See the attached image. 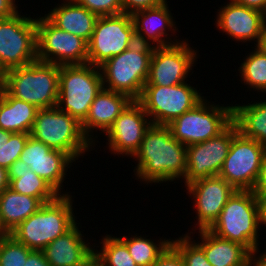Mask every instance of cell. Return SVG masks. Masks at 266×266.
<instances>
[{"mask_svg": "<svg viewBox=\"0 0 266 266\" xmlns=\"http://www.w3.org/2000/svg\"><path fill=\"white\" fill-rule=\"evenodd\" d=\"M232 121L242 135L266 147V100L232 106Z\"/></svg>", "mask_w": 266, "mask_h": 266, "instance_id": "83f0119b", "label": "cell"}, {"mask_svg": "<svg viewBox=\"0 0 266 266\" xmlns=\"http://www.w3.org/2000/svg\"><path fill=\"white\" fill-rule=\"evenodd\" d=\"M221 6L216 19V26L223 33L240 42L255 41L257 45L265 26L263 12L245 7L229 0Z\"/></svg>", "mask_w": 266, "mask_h": 266, "instance_id": "d6986e66", "label": "cell"}, {"mask_svg": "<svg viewBox=\"0 0 266 266\" xmlns=\"http://www.w3.org/2000/svg\"><path fill=\"white\" fill-rule=\"evenodd\" d=\"M42 205L43 203L38 198L17 193L8 187L0 194L1 223L10 234Z\"/></svg>", "mask_w": 266, "mask_h": 266, "instance_id": "484cf974", "label": "cell"}, {"mask_svg": "<svg viewBox=\"0 0 266 266\" xmlns=\"http://www.w3.org/2000/svg\"><path fill=\"white\" fill-rule=\"evenodd\" d=\"M187 82L172 86L144 85L138 102L152 124L167 126L193 109L204 96Z\"/></svg>", "mask_w": 266, "mask_h": 266, "instance_id": "9c48e42d", "label": "cell"}, {"mask_svg": "<svg viewBox=\"0 0 266 266\" xmlns=\"http://www.w3.org/2000/svg\"><path fill=\"white\" fill-rule=\"evenodd\" d=\"M131 18L137 42L153 44V47H166L182 42L176 39L172 41L167 34L169 31H177L167 0L158 6L134 12Z\"/></svg>", "mask_w": 266, "mask_h": 266, "instance_id": "ffe728a7", "label": "cell"}, {"mask_svg": "<svg viewBox=\"0 0 266 266\" xmlns=\"http://www.w3.org/2000/svg\"><path fill=\"white\" fill-rule=\"evenodd\" d=\"M203 99L167 126L172 136L186 147L217 136L232 122V106L209 104Z\"/></svg>", "mask_w": 266, "mask_h": 266, "instance_id": "ba28073f", "label": "cell"}, {"mask_svg": "<svg viewBox=\"0 0 266 266\" xmlns=\"http://www.w3.org/2000/svg\"><path fill=\"white\" fill-rule=\"evenodd\" d=\"M36 18L14 16L0 19V66L4 71L37 60Z\"/></svg>", "mask_w": 266, "mask_h": 266, "instance_id": "30bf717a", "label": "cell"}, {"mask_svg": "<svg viewBox=\"0 0 266 266\" xmlns=\"http://www.w3.org/2000/svg\"><path fill=\"white\" fill-rule=\"evenodd\" d=\"M12 133L0 128V148L7 143Z\"/></svg>", "mask_w": 266, "mask_h": 266, "instance_id": "f6af8a7d", "label": "cell"}, {"mask_svg": "<svg viewBox=\"0 0 266 266\" xmlns=\"http://www.w3.org/2000/svg\"><path fill=\"white\" fill-rule=\"evenodd\" d=\"M255 47L258 48L264 54H266V26H264V28L262 30V34H261L259 41Z\"/></svg>", "mask_w": 266, "mask_h": 266, "instance_id": "ee69618b", "label": "cell"}, {"mask_svg": "<svg viewBox=\"0 0 266 266\" xmlns=\"http://www.w3.org/2000/svg\"><path fill=\"white\" fill-rule=\"evenodd\" d=\"M261 224L260 199L251 190H236L208 230L219 238L243 245L258 257Z\"/></svg>", "mask_w": 266, "mask_h": 266, "instance_id": "7a4b0ae2", "label": "cell"}, {"mask_svg": "<svg viewBox=\"0 0 266 266\" xmlns=\"http://www.w3.org/2000/svg\"><path fill=\"white\" fill-rule=\"evenodd\" d=\"M262 258H264L266 260V250L264 251V253L262 252V254H260Z\"/></svg>", "mask_w": 266, "mask_h": 266, "instance_id": "816d5d0a", "label": "cell"}, {"mask_svg": "<svg viewBox=\"0 0 266 266\" xmlns=\"http://www.w3.org/2000/svg\"><path fill=\"white\" fill-rule=\"evenodd\" d=\"M260 201H261L262 225L264 224L266 227V197L260 199Z\"/></svg>", "mask_w": 266, "mask_h": 266, "instance_id": "bcb514c9", "label": "cell"}, {"mask_svg": "<svg viewBox=\"0 0 266 266\" xmlns=\"http://www.w3.org/2000/svg\"><path fill=\"white\" fill-rule=\"evenodd\" d=\"M77 224L42 250L44 258L51 266H76L94 250L83 239Z\"/></svg>", "mask_w": 266, "mask_h": 266, "instance_id": "603a6c76", "label": "cell"}, {"mask_svg": "<svg viewBox=\"0 0 266 266\" xmlns=\"http://www.w3.org/2000/svg\"><path fill=\"white\" fill-rule=\"evenodd\" d=\"M90 12L98 16L117 15L123 13L120 0H74Z\"/></svg>", "mask_w": 266, "mask_h": 266, "instance_id": "e575fe53", "label": "cell"}, {"mask_svg": "<svg viewBox=\"0 0 266 266\" xmlns=\"http://www.w3.org/2000/svg\"><path fill=\"white\" fill-rule=\"evenodd\" d=\"M32 251L9 234L0 239V266H24Z\"/></svg>", "mask_w": 266, "mask_h": 266, "instance_id": "1f68e13d", "label": "cell"}, {"mask_svg": "<svg viewBox=\"0 0 266 266\" xmlns=\"http://www.w3.org/2000/svg\"><path fill=\"white\" fill-rule=\"evenodd\" d=\"M8 178L11 189L20 194L36 197L43 204L54 201L60 195L19 159L8 168Z\"/></svg>", "mask_w": 266, "mask_h": 266, "instance_id": "d4e9b609", "label": "cell"}, {"mask_svg": "<svg viewBox=\"0 0 266 266\" xmlns=\"http://www.w3.org/2000/svg\"><path fill=\"white\" fill-rule=\"evenodd\" d=\"M153 45L135 42L99 66L103 88L124 94L133 101L141 97L147 81Z\"/></svg>", "mask_w": 266, "mask_h": 266, "instance_id": "5b68a950", "label": "cell"}, {"mask_svg": "<svg viewBox=\"0 0 266 266\" xmlns=\"http://www.w3.org/2000/svg\"><path fill=\"white\" fill-rule=\"evenodd\" d=\"M238 132L232 121L217 136L202 143L187 147V167L184 177L185 186L195 180L218 176L233 140Z\"/></svg>", "mask_w": 266, "mask_h": 266, "instance_id": "5bb4252c", "label": "cell"}, {"mask_svg": "<svg viewBox=\"0 0 266 266\" xmlns=\"http://www.w3.org/2000/svg\"><path fill=\"white\" fill-rule=\"evenodd\" d=\"M103 88L99 67L92 64L62 65L59 73L57 107L81 124L91 103Z\"/></svg>", "mask_w": 266, "mask_h": 266, "instance_id": "52a82bcc", "label": "cell"}, {"mask_svg": "<svg viewBox=\"0 0 266 266\" xmlns=\"http://www.w3.org/2000/svg\"><path fill=\"white\" fill-rule=\"evenodd\" d=\"M198 232L201 242L197 244L212 266H251L255 256L243 245L219 238L209 230Z\"/></svg>", "mask_w": 266, "mask_h": 266, "instance_id": "7402d4cb", "label": "cell"}, {"mask_svg": "<svg viewBox=\"0 0 266 266\" xmlns=\"http://www.w3.org/2000/svg\"><path fill=\"white\" fill-rule=\"evenodd\" d=\"M151 266H185L180 253L170 244Z\"/></svg>", "mask_w": 266, "mask_h": 266, "instance_id": "d590c367", "label": "cell"}, {"mask_svg": "<svg viewBox=\"0 0 266 266\" xmlns=\"http://www.w3.org/2000/svg\"><path fill=\"white\" fill-rule=\"evenodd\" d=\"M60 66L36 60L5 71L3 84L13 97L38 109L57 107Z\"/></svg>", "mask_w": 266, "mask_h": 266, "instance_id": "277c9868", "label": "cell"}, {"mask_svg": "<svg viewBox=\"0 0 266 266\" xmlns=\"http://www.w3.org/2000/svg\"><path fill=\"white\" fill-rule=\"evenodd\" d=\"M9 186L8 169L0 166V194Z\"/></svg>", "mask_w": 266, "mask_h": 266, "instance_id": "7bdbcfd3", "label": "cell"}, {"mask_svg": "<svg viewBox=\"0 0 266 266\" xmlns=\"http://www.w3.org/2000/svg\"><path fill=\"white\" fill-rule=\"evenodd\" d=\"M29 137V133H12L7 143L0 148V166L8 169L18 160Z\"/></svg>", "mask_w": 266, "mask_h": 266, "instance_id": "836d02e7", "label": "cell"}, {"mask_svg": "<svg viewBox=\"0 0 266 266\" xmlns=\"http://www.w3.org/2000/svg\"><path fill=\"white\" fill-rule=\"evenodd\" d=\"M240 79L249 88L257 92L266 93V54L258 48L245 57L244 62L239 67Z\"/></svg>", "mask_w": 266, "mask_h": 266, "instance_id": "f546056e", "label": "cell"}, {"mask_svg": "<svg viewBox=\"0 0 266 266\" xmlns=\"http://www.w3.org/2000/svg\"><path fill=\"white\" fill-rule=\"evenodd\" d=\"M132 101L133 100L124 94L102 88L95 97L94 101L91 103L88 116L81 124L84 135L89 139V141L95 143L97 135L96 137L93 136V130L99 129V131H102L101 133L105 134L113 125L116 118Z\"/></svg>", "mask_w": 266, "mask_h": 266, "instance_id": "44dd1931", "label": "cell"}, {"mask_svg": "<svg viewBox=\"0 0 266 266\" xmlns=\"http://www.w3.org/2000/svg\"><path fill=\"white\" fill-rule=\"evenodd\" d=\"M5 76V71L0 66V82H3Z\"/></svg>", "mask_w": 266, "mask_h": 266, "instance_id": "f907efd6", "label": "cell"}, {"mask_svg": "<svg viewBox=\"0 0 266 266\" xmlns=\"http://www.w3.org/2000/svg\"><path fill=\"white\" fill-rule=\"evenodd\" d=\"M190 233L171 240V245L180 253L185 266H212L203 249L191 238ZM193 240V241H192Z\"/></svg>", "mask_w": 266, "mask_h": 266, "instance_id": "d6a6232c", "label": "cell"}, {"mask_svg": "<svg viewBox=\"0 0 266 266\" xmlns=\"http://www.w3.org/2000/svg\"><path fill=\"white\" fill-rule=\"evenodd\" d=\"M37 60L62 65L88 63V42L55 26L46 16L36 18Z\"/></svg>", "mask_w": 266, "mask_h": 266, "instance_id": "8fae6325", "label": "cell"}, {"mask_svg": "<svg viewBox=\"0 0 266 266\" xmlns=\"http://www.w3.org/2000/svg\"><path fill=\"white\" fill-rule=\"evenodd\" d=\"M76 266H103V262L94 249L87 257H85L81 262H79Z\"/></svg>", "mask_w": 266, "mask_h": 266, "instance_id": "b9f144b4", "label": "cell"}, {"mask_svg": "<svg viewBox=\"0 0 266 266\" xmlns=\"http://www.w3.org/2000/svg\"><path fill=\"white\" fill-rule=\"evenodd\" d=\"M24 266H51L44 258L42 251L33 250L27 257Z\"/></svg>", "mask_w": 266, "mask_h": 266, "instance_id": "ab89813d", "label": "cell"}, {"mask_svg": "<svg viewBox=\"0 0 266 266\" xmlns=\"http://www.w3.org/2000/svg\"><path fill=\"white\" fill-rule=\"evenodd\" d=\"M136 42L130 14L99 16L88 41V64L99 67Z\"/></svg>", "mask_w": 266, "mask_h": 266, "instance_id": "7c38bea8", "label": "cell"}, {"mask_svg": "<svg viewBox=\"0 0 266 266\" xmlns=\"http://www.w3.org/2000/svg\"><path fill=\"white\" fill-rule=\"evenodd\" d=\"M266 147L239 131L233 136L228 155L219 173L236 190H252Z\"/></svg>", "mask_w": 266, "mask_h": 266, "instance_id": "4fadbf2b", "label": "cell"}, {"mask_svg": "<svg viewBox=\"0 0 266 266\" xmlns=\"http://www.w3.org/2000/svg\"><path fill=\"white\" fill-rule=\"evenodd\" d=\"M251 266H266V260L261 257L259 254L258 257H255L251 263Z\"/></svg>", "mask_w": 266, "mask_h": 266, "instance_id": "7dc6e473", "label": "cell"}, {"mask_svg": "<svg viewBox=\"0 0 266 266\" xmlns=\"http://www.w3.org/2000/svg\"><path fill=\"white\" fill-rule=\"evenodd\" d=\"M166 0H120L123 13L132 14L147 8H152L160 5Z\"/></svg>", "mask_w": 266, "mask_h": 266, "instance_id": "8d00e7d4", "label": "cell"}, {"mask_svg": "<svg viewBox=\"0 0 266 266\" xmlns=\"http://www.w3.org/2000/svg\"><path fill=\"white\" fill-rule=\"evenodd\" d=\"M245 7L266 13V0H232Z\"/></svg>", "mask_w": 266, "mask_h": 266, "instance_id": "60d3db41", "label": "cell"}, {"mask_svg": "<svg viewBox=\"0 0 266 266\" xmlns=\"http://www.w3.org/2000/svg\"><path fill=\"white\" fill-rule=\"evenodd\" d=\"M259 199L266 197V151L256 182L251 190Z\"/></svg>", "mask_w": 266, "mask_h": 266, "instance_id": "74e56055", "label": "cell"}, {"mask_svg": "<svg viewBox=\"0 0 266 266\" xmlns=\"http://www.w3.org/2000/svg\"><path fill=\"white\" fill-rule=\"evenodd\" d=\"M30 136L74 161L95 145L84 135L81 123L58 107L38 110Z\"/></svg>", "mask_w": 266, "mask_h": 266, "instance_id": "8992f818", "label": "cell"}, {"mask_svg": "<svg viewBox=\"0 0 266 266\" xmlns=\"http://www.w3.org/2000/svg\"><path fill=\"white\" fill-rule=\"evenodd\" d=\"M71 197L72 195L67 192L59 195L54 201L43 204L34 214L21 222L10 235L29 249L42 251L77 223Z\"/></svg>", "mask_w": 266, "mask_h": 266, "instance_id": "3957f363", "label": "cell"}, {"mask_svg": "<svg viewBox=\"0 0 266 266\" xmlns=\"http://www.w3.org/2000/svg\"><path fill=\"white\" fill-rule=\"evenodd\" d=\"M9 235V233L5 230L4 226L2 225L1 223V220H0V239Z\"/></svg>", "mask_w": 266, "mask_h": 266, "instance_id": "c3c4849f", "label": "cell"}, {"mask_svg": "<svg viewBox=\"0 0 266 266\" xmlns=\"http://www.w3.org/2000/svg\"><path fill=\"white\" fill-rule=\"evenodd\" d=\"M4 92H5L4 84H3V82H0V103L3 99Z\"/></svg>", "mask_w": 266, "mask_h": 266, "instance_id": "681fc988", "label": "cell"}, {"mask_svg": "<svg viewBox=\"0 0 266 266\" xmlns=\"http://www.w3.org/2000/svg\"><path fill=\"white\" fill-rule=\"evenodd\" d=\"M99 254L103 266H138L129 254L126 244L119 237L107 235L102 238Z\"/></svg>", "mask_w": 266, "mask_h": 266, "instance_id": "4dcf8cb0", "label": "cell"}, {"mask_svg": "<svg viewBox=\"0 0 266 266\" xmlns=\"http://www.w3.org/2000/svg\"><path fill=\"white\" fill-rule=\"evenodd\" d=\"M188 195L194 199L196 230H208L218 218L228 199L236 189L222 177L212 176L186 185Z\"/></svg>", "mask_w": 266, "mask_h": 266, "instance_id": "2e32d148", "label": "cell"}, {"mask_svg": "<svg viewBox=\"0 0 266 266\" xmlns=\"http://www.w3.org/2000/svg\"><path fill=\"white\" fill-rule=\"evenodd\" d=\"M119 238L126 244L129 254L138 266H151L171 244L170 239L165 238L155 243L154 240L137 234L130 238L124 235Z\"/></svg>", "mask_w": 266, "mask_h": 266, "instance_id": "f1b7e54d", "label": "cell"}, {"mask_svg": "<svg viewBox=\"0 0 266 266\" xmlns=\"http://www.w3.org/2000/svg\"><path fill=\"white\" fill-rule=\"evenodd\" d=\"M16 0H0V19L14 16L18 11Z\"/></svg>", "mask_w": 266, "mask_h": 266, "instance_id": "f35d334b", "label": "cell"}, {"mask_svg": "<svg viewBox=\"0 0 266 266\" xmlns=\"http://www.w3.org/2000/svg\"><path fill=\"white\" fill-rule=\"evenodd\" d=\"M63 2L45 16L59 29L80 36L88 42L99 16L74 0Z\"/></svg>", "mask_w": 266, "mask_h": 266, "instance_id": "cb8c5ba5", "label": "cell"}, {"mask_svg": "<svg viewBox=\"0 0 266 266\" xmlns=\"http://www.w3.org/2000/svg\"><path fill=\"white\" fill-rule=\"evenodd\" d=\"M197 53L186 39L178 44L154 47L145 85L172 86L187 82Z\"/></svg>", "mask_w": 266, "mask_h": 266, "instance_id": "9a60e30c", "label": "cell"}, {"mask_svg": "<svg viewBox=\"0 0 266 266\" xmlns=\"http://www.w3.org/2000/svg\"><path fill=\"white\" fill-rule=\"evenodd\" d=\"M38 108L11 96L6 90L0 103V128L11 133H29L32 130Z\"/></svg>", "mask_w": 266, "mask_h": 266, "instance_id": "4316f807", "label": "cell"}, {"mask_svg": "<svg viewBox=\"0 0 266 266\" xmlns=\"http://www.w3.org/2000/svg\"><path fill=\"white\" fill-rule=\"evenodd\" d=\"M151 121L138 101H132L116 118L113 125L105 133L111 154H125L131 158L138 151L145 131Z\"/></svg>", "mask_w": 266, "mask_h": 266, "instance_id": "e0dca14e", "label": "cell"}, {"mask_svg": "<svg viewBox=\"0 0 266 266\" xmlns=\"http://www.w3.org/2000/svg\"><path fill=\"white\" fill-rule=\"evenodd\" d=\"M133 157L138 161L134 174L147 185L185 177L187 147L172 136L168 126L151 124Z\"/></svg>", "mask_w": 266, "mask_h": 266, "instance_id": "6da1fadb", "label": "cell"}, {"mask_svg": "<svg viewBox=\"0 0 266 266\" xmlns=\"http://www.w3.org/2000/svg\"><path fill=\"white\" fill-rule=\"evenodd\" d=\"M19 160L26 163L36 175L43 178L60 195H64L61 192L62 185L68 168L74 162L67 153L52 149L30 136Z\"/></svg>", "mask_w": 266, "mask_h": 266, "instance_id": "ac0fdd59", "label": "cell"}]
</instances>
